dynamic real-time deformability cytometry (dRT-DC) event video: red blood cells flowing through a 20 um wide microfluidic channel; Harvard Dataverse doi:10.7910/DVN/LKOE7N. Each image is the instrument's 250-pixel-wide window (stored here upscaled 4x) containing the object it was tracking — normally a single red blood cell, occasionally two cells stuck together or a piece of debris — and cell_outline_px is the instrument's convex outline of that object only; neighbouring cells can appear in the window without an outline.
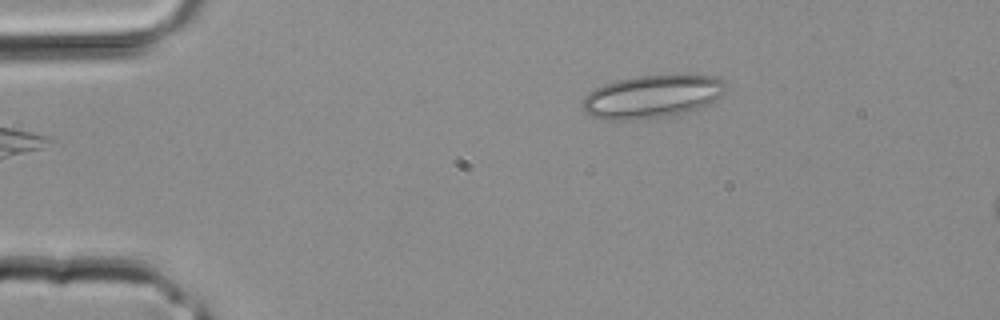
{"species": "common noctule bat (a hibernating species)", "species_latin": "Nyctalus noctula", "temperature_condition": "room temperature", "stored_images_in_passage": 4, "camera_frame_rate_fps": 3000, "um_per_image_px": 0.085, "animal": {"sex": "male", "body_mass_g": 20.4}, "frame": {"image": 1, "passage_image": 4, "time_ms": 1.0, "image_size_px": [1000, 320], "cell_outline_px": [[728, 88], [720, 96], [696, 108], [684, 112], [664, 116], [632, 120], [604, 120], [592, 116], [584, 112], [584, 96], [588, 92], [604, 84], [636, 76], [712, 76], [724, 80], [728, 84]], "centroid_in_image_um": [55.39, 8.21], "position_along_channel_um": 29.6, "area_um2": 35.14}}